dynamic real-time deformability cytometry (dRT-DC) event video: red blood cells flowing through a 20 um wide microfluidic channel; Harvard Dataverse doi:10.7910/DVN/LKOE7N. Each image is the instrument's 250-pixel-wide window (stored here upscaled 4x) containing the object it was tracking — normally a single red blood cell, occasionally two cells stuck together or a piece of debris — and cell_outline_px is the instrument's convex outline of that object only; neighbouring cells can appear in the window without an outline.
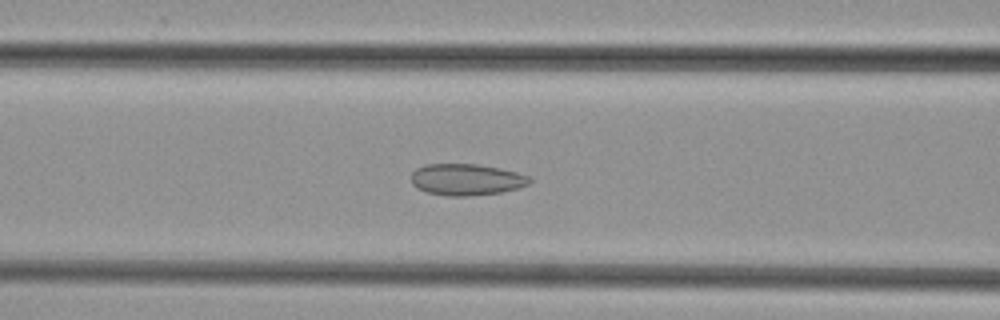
{"species": "common noctule bat (a hibernating species)", "species_latin": "Nyctalus noctula", "temperature_condition": "cold", "stored_images_in_passage": 37, "camera_frame_rate_fps": 3000, "um_per_image_px": 0.085, "animal": {"sex": "female", "body_mass_g": 29.2, "forearm_length_mm": 56.3}, "frame": {"image": 1, "passage_image": 8, "time_ms": 2.333, "image_size_px": [1000, 320], "cell_outline_px": [[532, 180], [528, 184], [520, 188], [500, 192], [468, 196], [448, 196], [424, 192], [416, 188], [412, 184], [412, 172], [416, 168], [424, 164], [476, 164], [500, 168], [516, 172], [528, 176]], "centroid_in_image_um": [39.61, 15.26], "position_along_channel_um": 127.0, "area_um2": 21.85}}
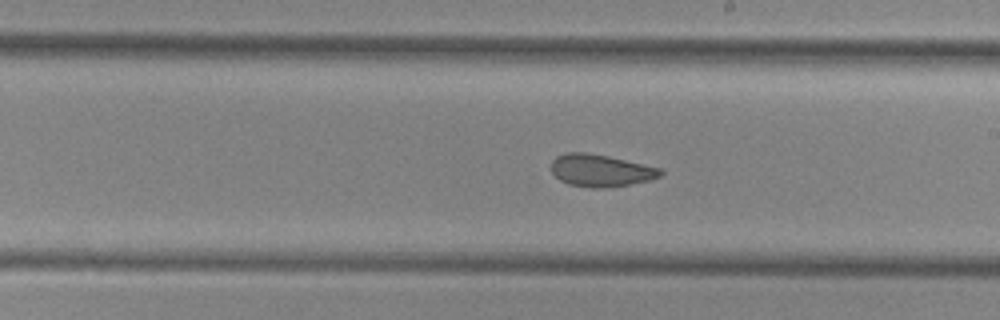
{"frame": {"image": 2, "passage_image": 16, "time_ms": 5.0, "image_size_px": [1000, 320], "cell_outline_px": [[664, 172], [660, 176], [648, 180], [612, 188], [592, 188], [568, 184], [560, 180], [552, 172], [552, 160], [556, 156], [568, 152], [584, 152], [608, 156], [660, 168]], "centroid_in_image_um": [51.04, 14.5], "position_along_channel_um": 238.0, "area_um2": 20.46}}
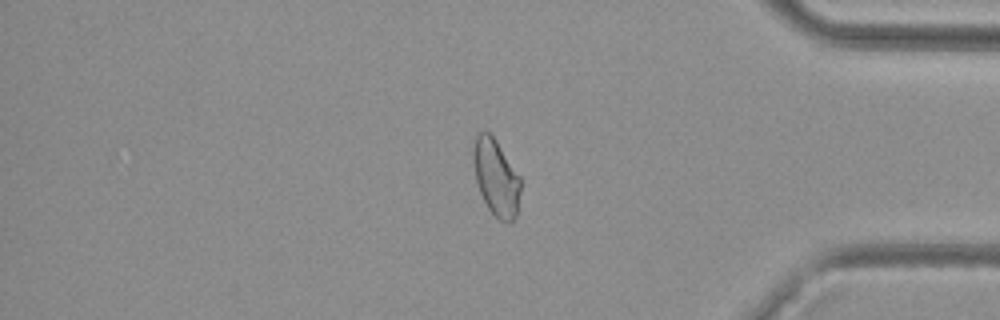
{"frame": {"image": 3, "passage_image": 29, "time_ms": 9.333, "image_size_px": [1000, 320], "cell_outline_px": [[520, 192], [516, 216], [508, 224], [500, 220], [488, 208], [480, 192], [476, 180], [472, 160], [472, 148], [476, 136], [480, 132], [488, 132], [496, 140], [520, 176]], "centroid_in_image_um": [42.15, 15.08], "position_along_channel_um": 393.0, "area_um2": 20.98}}